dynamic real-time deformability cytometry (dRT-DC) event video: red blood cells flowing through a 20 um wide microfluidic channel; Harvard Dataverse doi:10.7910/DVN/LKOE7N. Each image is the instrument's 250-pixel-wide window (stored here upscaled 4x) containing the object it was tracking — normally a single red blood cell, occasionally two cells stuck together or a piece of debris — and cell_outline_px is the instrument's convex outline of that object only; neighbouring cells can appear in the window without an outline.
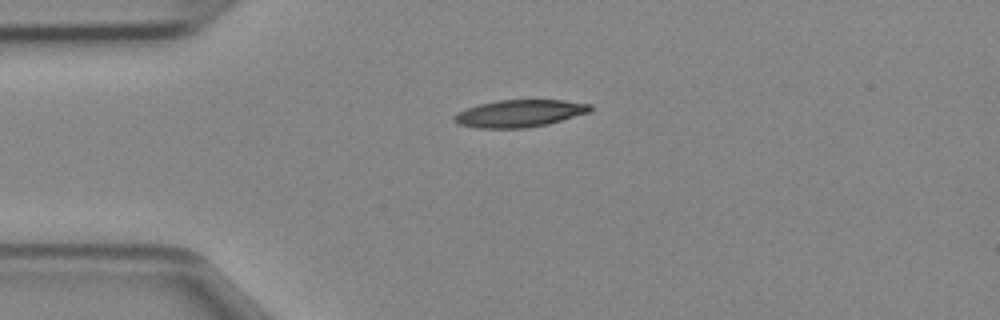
{"species": "Egyptian fruit bat (a non-hibernating species)", "species_latin": "Rousettus aegyptiacus", "temperature_condition": "cold", "stored_images_in_passage": 37, "camera_frame_rate_fps": 3000, "um_per_image_px": 0.085, "animal": {"sex": "female"}, "frame": {"image": 1, "passage_image": 1, "time_ms": 0.0, "image_size_px": [1000, 320], "cell_outline_px": [[592, 112], [548, 124], [524, 128], [476, 128], [460, 124], [452, 120], [452, 116], [456, 112], [480, 104], [496, 100], [564, 100], [592, 104]], "centroid_in_image_um": [44.18, 9.64], "position_along_channel_um": 40.8, "area_um2": 21.79}}
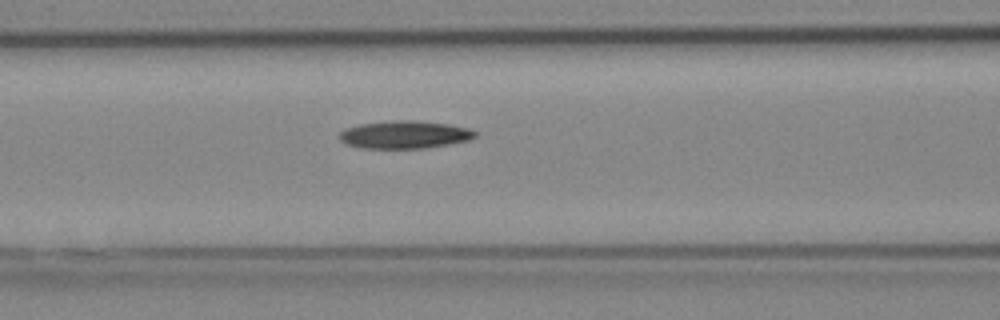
{"frame": {"image": 2, "passage_image": 9, "time_ms": 2.667, "image_size_px": [1000, 320], "cell_outline_px": [[476, 136], [468, 140], [448, 144], [424, 148], [360, 148], [348, 144], [340, 140], [340, 132], [344, 128], [360, 124], [400, 120], [408, 120], [448, 124], [468, 128], [476, 132]], "centroid_in_image_um": [34.37, 11.45], "position_along_channel_um": 132.2, "area_um2": 21.62}}
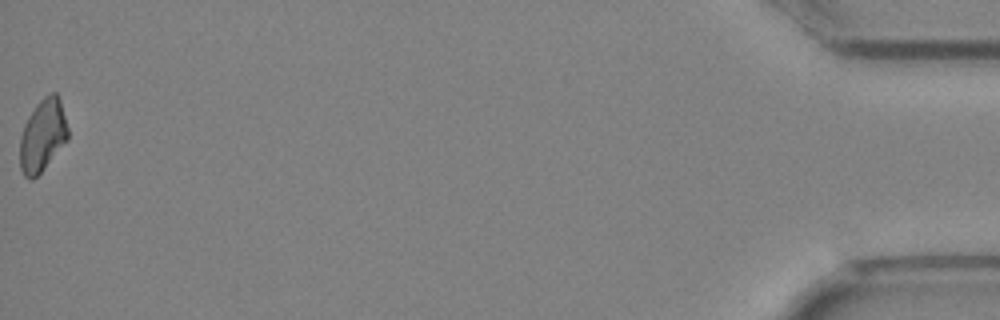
{"frame": {"image": 3, "passage_image": 37, "time_ms": 12.0, "image_size_px": [1000, 320], "cell_outline_px": [[68, 140], [44, 168], [32, 180], [28, 180], [24, 176], [20, 168], [20, 136], [24, 124], [28, 116], [36, 104], [44, 96], [52, 92], [56, 92], [60, 100], [68, 128]], "centroid_in_image_um": [3.61, 11.51], "position_along_channel_um": 431.6, "area_um2": 20.29}}